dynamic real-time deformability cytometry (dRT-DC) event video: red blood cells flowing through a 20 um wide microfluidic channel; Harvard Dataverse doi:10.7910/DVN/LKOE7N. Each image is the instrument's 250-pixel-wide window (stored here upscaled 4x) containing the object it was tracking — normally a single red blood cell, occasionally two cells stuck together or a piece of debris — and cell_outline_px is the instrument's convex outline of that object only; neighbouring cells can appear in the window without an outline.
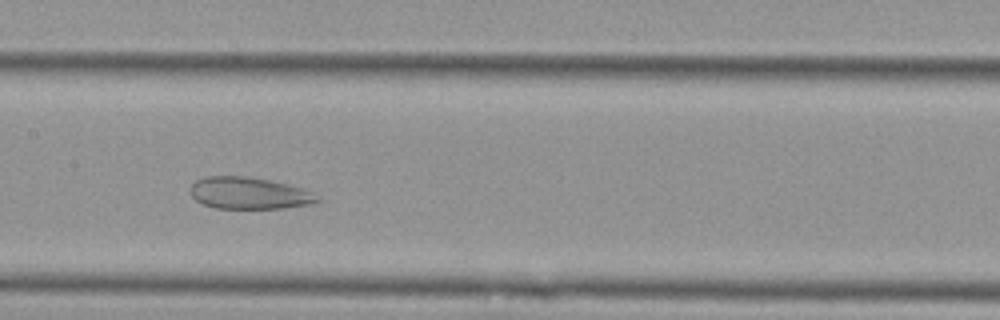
{"species": "Egyptian fruit bat (a non-hibernating species)", "species_latin": "Rousettus aegyptiacus", "temperature_condition": "cold", "stored_images_in_passage": 47, "camera_frame_rate_fps": 3000, "um_per_image_px": 0.085, "animal": {"sex": "female"}, "frame": {"image": 1, "passage_image": 19, "time_ms": 6.0, "image_size_px": [1000, 320], "cell_outline_px": [[320, 200], [308, 204], [284, 208], [216, 208], [204, 204], [196, 200], [192, 196], [192, 184], [196, 180], [208, 176], [244, 176], [268, 180], [304, 188], [320, 196]], "centroid_in_image_um": [21.2, 16.42], "position_along_channel_um": 186.2, "area_um2": 23.29}}
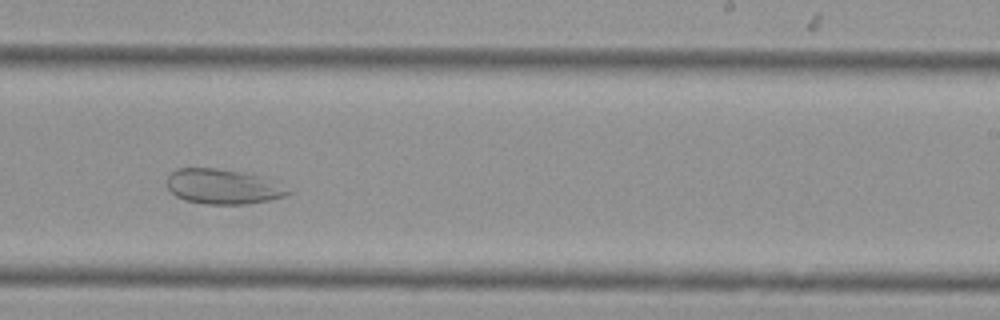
{"frame": {"image": 2, "passage_image": 26, "time_ms": 8.333, "image_size_px": [1000, 320], "cell_outline_px": [[292, 192], [288, 196], [248, 204], [208, 204], [184, 200], [176, 196], [168, 188], [168, 176], [176, 168], [216, 168], [256, 176]], "centroid_in_image_um": [18.86, 15.88], "position_along_channel_um": 270.1, "area_um2": 23.87}}
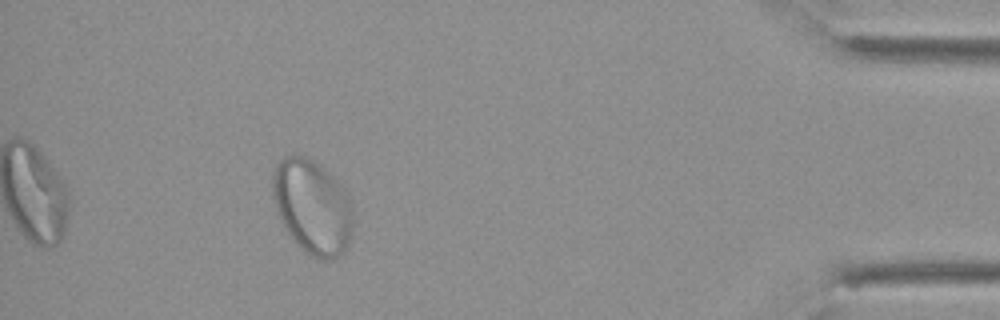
{"frame": {"image": 3, "passage_image": 42, "time_ms": 13.667, "image_size_px": [1000, 320], "cell_outline_px": [[352, 236], [344, 252], [332, 260], [320, 260], [304, 252], [296, 244], [284, 228], [276, 212], [272, 192], [272, 176], [276, 164], [284, 156], [292, 152], [308, 156], [324, 168], [344, 188], [352, 204]], "centroid_in_image_um": [26.53, 17.57], "position_along_channel_um": 408.7, "area_um2": 45.14}}